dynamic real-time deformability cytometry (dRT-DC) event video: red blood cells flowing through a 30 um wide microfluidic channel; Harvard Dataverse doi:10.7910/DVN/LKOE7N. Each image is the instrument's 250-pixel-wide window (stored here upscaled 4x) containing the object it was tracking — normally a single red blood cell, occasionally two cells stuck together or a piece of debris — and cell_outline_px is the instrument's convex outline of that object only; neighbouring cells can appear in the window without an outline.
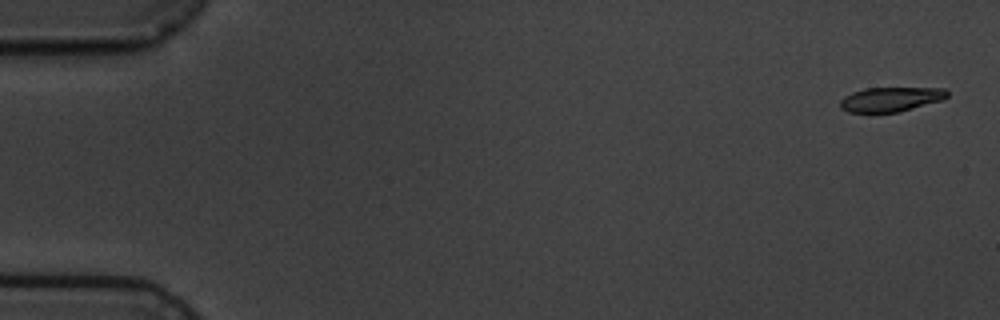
{"species": "common noctule bat (a hibernating species)", "species_latin": "Nyctalus noctula", "temperature_condition": "cold", "stored_images_in_passage": 5, "camera_frame_rate_fps": 3000, "um_per_image_px": 0.085, "animal": {"sex": "male", "body_mass_g": 19.5, "forearm_length_mm": 54.6}, "frame": {"image": 1, "passage_image": 1, "time_ms": 0.0, "image_size_px": [1000, 320], "cell_outline_px": [[948, 96], [944, 100], [900, 112], [848, 112], [840, 108], [840, 100], [844, 96], [852, 92], [864, 88], [944, 88], [948, 92]], "centroid_in_image_um": [75.73, 8.44], "position_along_channel_um": 9.3, "area_um2": 15.43}}